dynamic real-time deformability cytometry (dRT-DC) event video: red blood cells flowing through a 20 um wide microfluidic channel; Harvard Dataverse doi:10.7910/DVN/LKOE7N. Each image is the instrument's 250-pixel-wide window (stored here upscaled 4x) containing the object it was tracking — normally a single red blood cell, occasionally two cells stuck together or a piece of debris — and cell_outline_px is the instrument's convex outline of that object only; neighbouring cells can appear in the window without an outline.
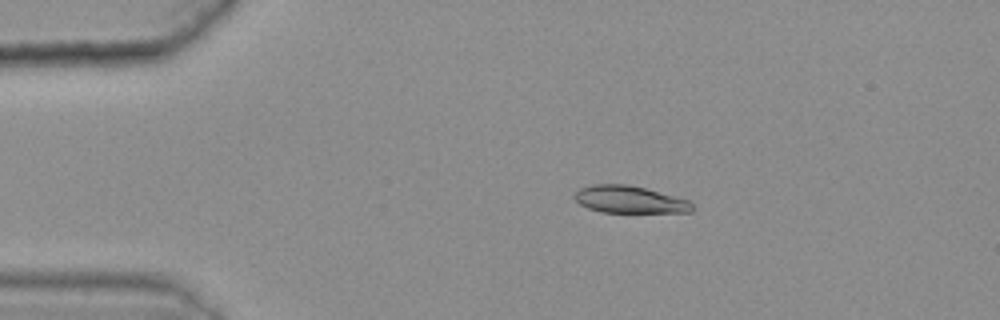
{"species": "common noctule bat (a hibernating species)", "species_latin": "Nyctalus noctula", "temperature_condition": "warm", "stored_images_in_passage": 48, "camera_frame_rate_fps": 3000, "um_per_image_px": 0.085, "animal": {"sex": "female", "body_mass_g": 25.1}, "frame": {"image": 1, "passage_image": 11, "time_ms": 3.333, "image_size_px": [1000, 320], "cell_outline_px": [[696, 208], [692, 212], [600, 212], [588, 208], [580, 204], [572, 196], [580, 188], [592, 184], [628, 184], [692, 200]], "centroid_in_image_um": [53.56, 16.96], "position_along_channel_um": 31.4, "area_um2": 18.9}}
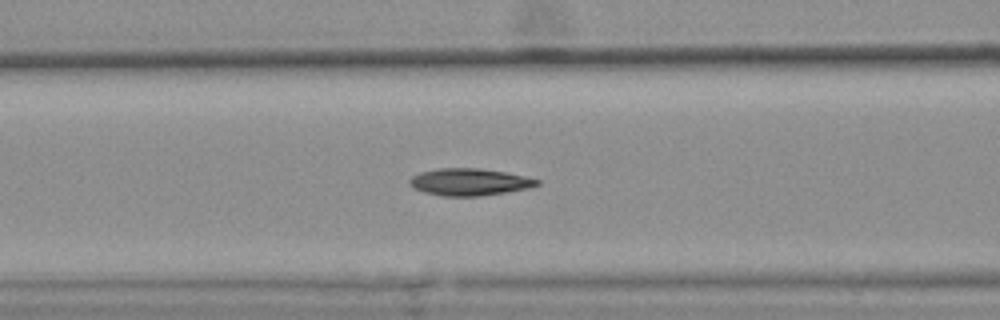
{"frame": {"image": 2, "passage_image": 23, "time_ms": 7.333, "image_size_px": [1000, 320], "cell_outline_px": [[540, 184], [528, 188], [508, 192], [480, 196], [444, 196], [424, 192], [412, 188], [408, 184], [408, 180], [412, 176], [420, 172], [440, 168], [480, 168], [504, 172], [524, 176], [540, 180]], "centroid_in_image_um": [39.87, 15.47], "position_along_channel_um": 126.7, "area_um2": 20.17}}
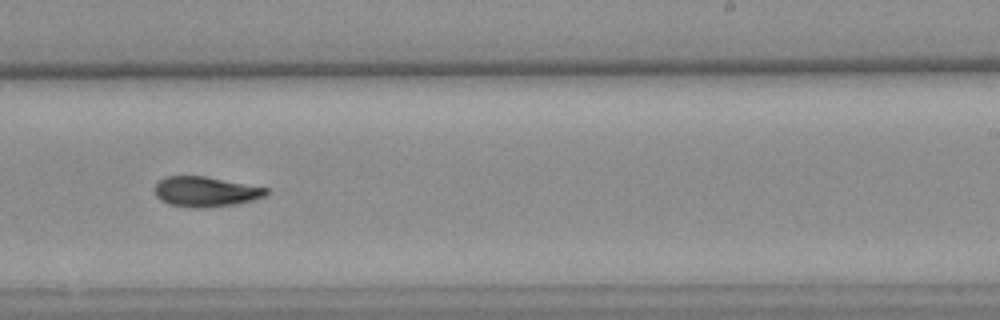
{"frame": {"image": 3, "passage_image": 35, "time_ms": 11.333, "image_size_px": [1000, 320], "cell_outline_px": [[268, 192], [264, 196], [252, 200], [236, 204], [208, 208], [196, 208], [168, 204], [160, 200], [156, 196], [156, 184], [164, 176], [204, 176], [268, 188]], "centroid_in_image_um": [17.46, 16.3], "position_along_channel_um": 271.5, "area_um2": 19.48}, "authors_computed_cell_mechanics": {"area_um2": 19.8254, "velocity_mm_per_s": 3.6312, "shape_relaxation_time_tau1_ms": 8.1431, "shape_relaxation_time_tau2_ms": 3.4247, "deformation_change_tau1": 0.2019, "deformation_change_tau2": 0.0856}}